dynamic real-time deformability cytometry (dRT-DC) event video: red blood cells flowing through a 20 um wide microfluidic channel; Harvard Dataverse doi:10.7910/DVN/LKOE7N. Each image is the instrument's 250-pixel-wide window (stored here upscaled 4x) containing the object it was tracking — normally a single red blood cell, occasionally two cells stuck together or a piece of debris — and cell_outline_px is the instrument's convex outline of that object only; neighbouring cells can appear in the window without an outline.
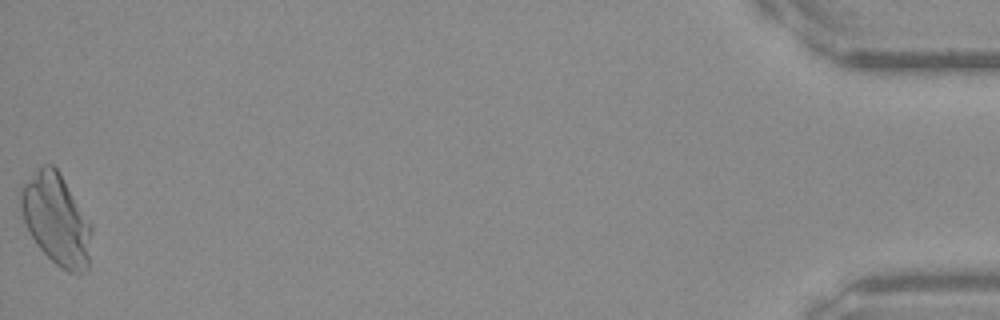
{"species": "Egyptian fruit bat (a non-hibernating species)", "species_latin": "Rousettus aegyptiacus", "temperature_condition": "warm", "stored_images_in_passage": 52, "camera_frame_rate_fps": 3000, "um_per_image_px": 0.085, "frame": {"image": 1, "passage_image": 52, "time_ms": 17.0, "image_size_px": [1000, 320], "cell_outline_px": [[92, 232], [88, 268], [80, 276], [68, 272], [56, 264], [36, 244], [24, 220], [20, 208], [16, 192], [44, 164], [52, 164], [56, 168], [92, 224]], "centroid_in_image_um": [4.79, 18.69], "position_along_channel_um": 430.4, "area_um2": 37.45}}